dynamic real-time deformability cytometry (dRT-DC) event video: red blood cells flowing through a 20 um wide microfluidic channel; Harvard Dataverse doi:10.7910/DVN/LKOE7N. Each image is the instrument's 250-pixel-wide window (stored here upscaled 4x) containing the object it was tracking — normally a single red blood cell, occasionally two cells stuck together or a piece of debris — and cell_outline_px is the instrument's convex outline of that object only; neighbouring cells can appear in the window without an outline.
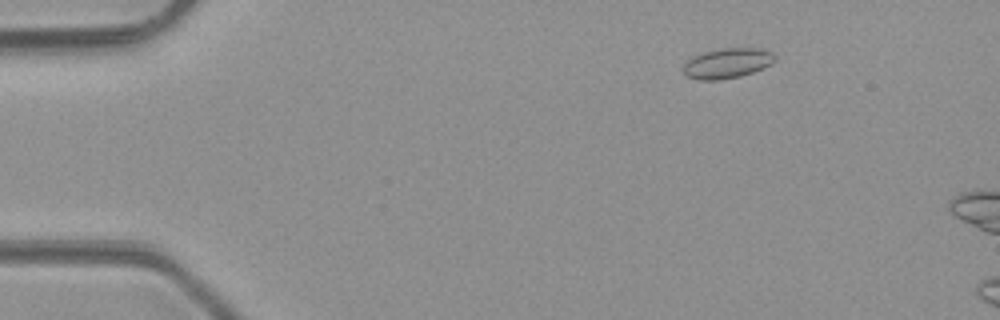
{"species": "common noctule bat (a hibernating species)", "species_latin": "Nyctalus noctula", "temperature_condition": "room temperature", "stored_images_in_passage": 9, "camera_frame_rate_fps": 3000, "um_per_image_px": 0.085, "animal": {"sex": "male", "body_mass_g": 23.1, "forearm_length_mm": 52.7}, "frame": {"image": 1, "passage_image": 4, "time_ms": 1.0, "image_size_px": [1000, 320], "cell_outline_px": [[776, 60], [772, 64], [764, 68], [740, 76], [720, 80], [700, 80], [688, 76], [684, 72], [684, 64], [692, 56], [704, 52], [720, 48], [764, 48], [772, 52], [776, 56]], "centroid_in_image_um": [61.87, 5.36], "position_along_channel_um": 23.1, "area_um2": 16.18}}